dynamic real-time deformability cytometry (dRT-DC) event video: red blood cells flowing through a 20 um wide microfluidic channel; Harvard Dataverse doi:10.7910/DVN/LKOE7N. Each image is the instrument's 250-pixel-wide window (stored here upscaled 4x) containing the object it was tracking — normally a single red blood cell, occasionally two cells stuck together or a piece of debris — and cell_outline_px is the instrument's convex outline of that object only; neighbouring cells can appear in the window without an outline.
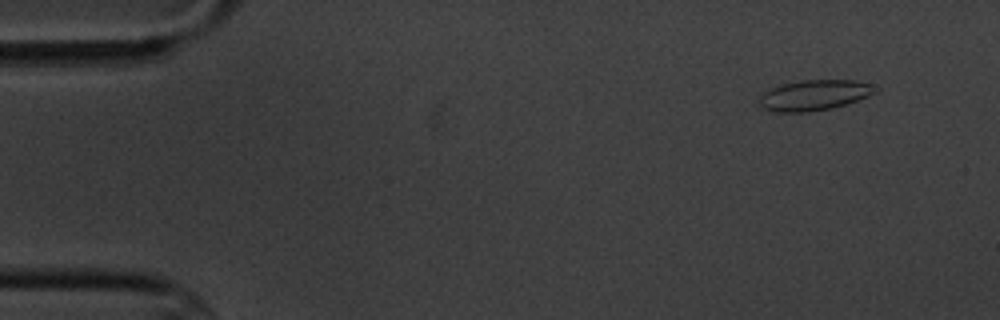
{"species": "common noctule bat (a hibernating species)", "species_latin": "Nyctalus noctula", "temperature_condition": "cold", "stored_images_in_passage": 6, "camera_frame_rate_fps": 3000, "um_per_image_px": 0.085, "animal": {"sex": "male", "body_mass_g": 20.1, "forearm_length_mm": 53.5}, "frame": {"image": 1, "passage_image": 2, "time_ms": 1.0, "image_size_px": [1000, 320], "cell_outline_px": [[880, 88], [876, 92], [868, 96], [832, 108], [808, 112], [772, 112], [764, 108], [760, 104], [760, 96], [764, 92], [780, 84], [800, 80], [856, 80], [872, 84]], "centroid_in_image_um": [69.23, 8.08], "position_along_channel_um": 15.8, "area_um2": 20.63}}